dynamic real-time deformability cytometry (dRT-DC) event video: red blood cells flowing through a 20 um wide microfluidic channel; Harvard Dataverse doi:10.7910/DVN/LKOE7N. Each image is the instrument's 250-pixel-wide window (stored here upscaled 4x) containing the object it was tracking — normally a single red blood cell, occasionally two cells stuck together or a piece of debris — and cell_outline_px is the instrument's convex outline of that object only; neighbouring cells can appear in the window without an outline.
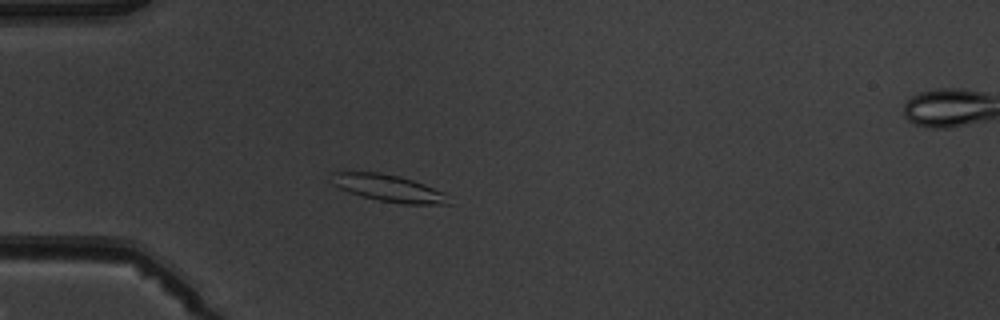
{"species": "common noctule bat (a hibernating species)", "species_latin": "Nyctalus noctula", "temperature_condition": "warm", "stored_images_in_passage": 4, "camera_frame_rate_fps": 3000, "um_per_image_px": 0.085, "animal": {"sex": "male", "body_mass_g": 19.5, "forearm_length_mm": 54.6}, "frame": {"image": 1, "passage_image": 3, "time_ms": 2.333, "image_size_px": [1000, 320], "cell_outline_px": [[452, 204], [404, 204], [380, 200], [364, 196], [340, 188], [332, 184], [332, 172], [380, 172], [400, 176], [424, 184], [444, 192]], "centroid_in_image_um": [33.07, 15.99], "position_along_channel_um": 51.9, "area_um2": 18.09}}